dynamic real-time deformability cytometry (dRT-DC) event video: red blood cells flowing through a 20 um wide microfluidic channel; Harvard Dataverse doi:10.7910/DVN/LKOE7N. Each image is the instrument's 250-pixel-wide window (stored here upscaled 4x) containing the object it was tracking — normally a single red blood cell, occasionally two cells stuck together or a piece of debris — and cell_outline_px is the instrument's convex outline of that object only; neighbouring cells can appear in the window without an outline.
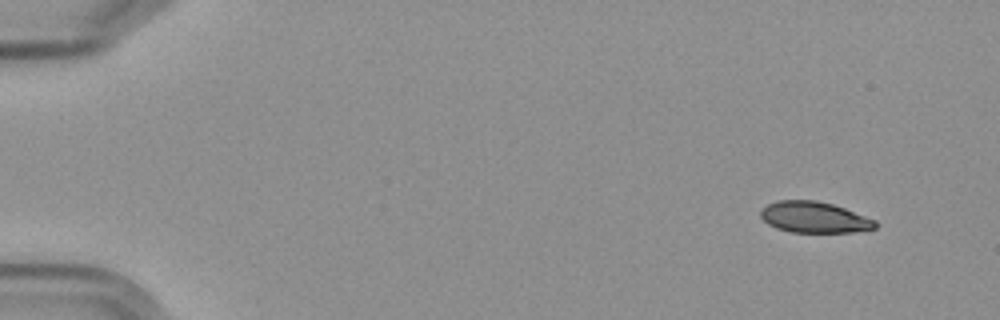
{"species": "Egyptian fruit bat (a non-hibernating species)", "species_latin": "Rousettus aegyptiacus", "temperature_condition": "cold", "stored_images_in_passage": 9, "camera_frame_rate_fps": 3000, "um_per_image_px": 0.085, "frame": {"image": 1, "passage_image": 1, "time_ms": 0.0, "image_size_px": [1000, 320], "cell_outline_px": [[880, 224], [876, 228], [852, 232], [792, 232], [776, 228], [768, 224], [760, 216], [760, 212], [768, 204], [780, 200], [816, 200], [832, 204], [844, 208], [876, 220]], "centroid_in_image_um": [69.24, 18.47], "position_along_channel_um": 15.8, "area_um2": 20.69}}
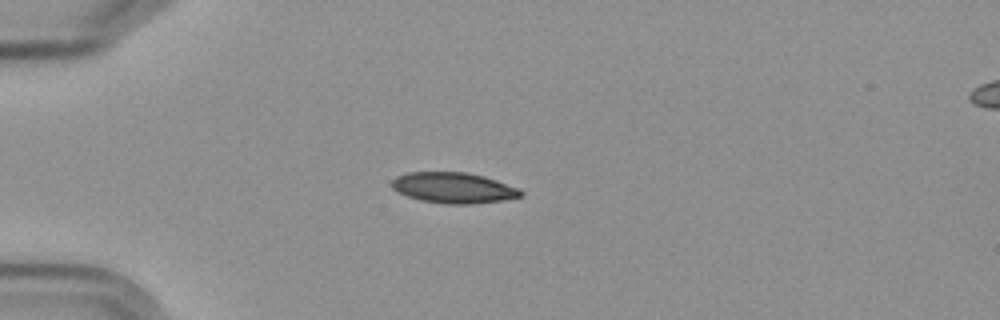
{"frame": {"image": 2, "passage_image": 4, "time_ms": 3.667, "image_size_px": [1000, 320], "cell_outline_px": [[524, 192], [520, 196], [500, 200], [472, 204], [444, 204], [424, 200], [408, 196], [396, 192], [392, 188], [392, 180], [396, 176], [408, 172], [464, 172], [484, 176], [520, 188]], "centroid_in_image_um": [38.53, 15.95], "position_along_channel_um": 46.5, "area_um2": 22.95}}
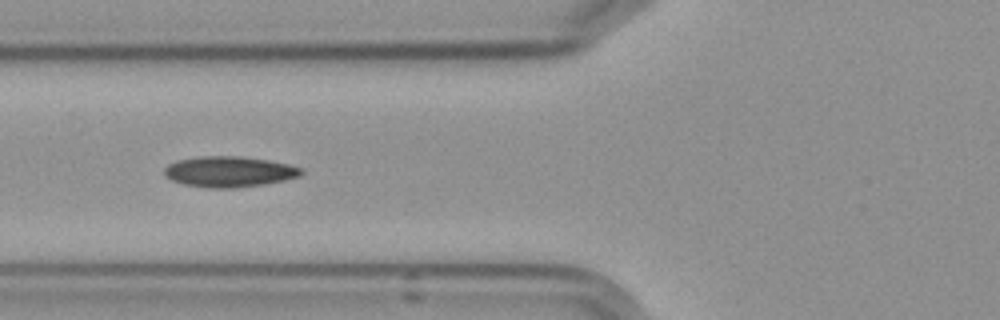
{"frame": {"image": 3, "passage_image": 6, "time_ms": 6.0, "image_size_px": [1000, 320], "cell_outline_px": [[304, 172], [300, 176], [284, 180], [264, 184], [236, 188], [208, 188], [184, 184], [172, 180], [164, 176], [164, 168], [168, 164], [176, 160], [200, 156], [240, 156], [268, 160], [288, 164], [304, 168]], "centroid_in_image_um": [19.48, 14.59], "position_along_channel_um": 106.3, "area_um2": 24.68}}